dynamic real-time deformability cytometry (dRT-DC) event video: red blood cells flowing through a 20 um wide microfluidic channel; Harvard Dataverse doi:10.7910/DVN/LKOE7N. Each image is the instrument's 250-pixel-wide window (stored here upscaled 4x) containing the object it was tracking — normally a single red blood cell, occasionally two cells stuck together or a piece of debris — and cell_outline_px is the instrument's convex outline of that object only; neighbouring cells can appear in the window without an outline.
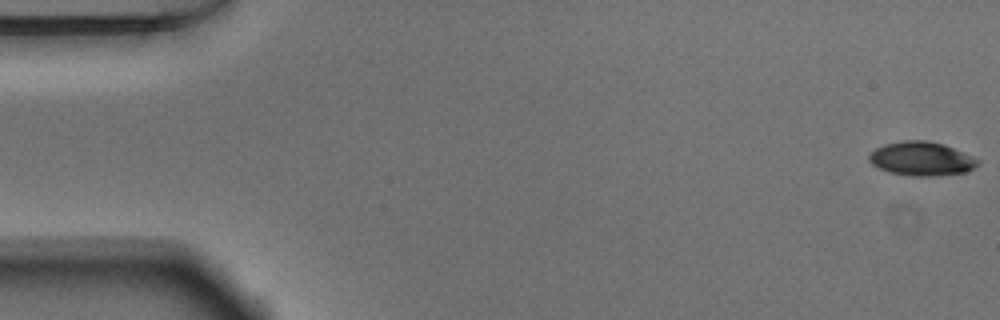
{"species": "Egyptian fruit bat (a non-hibernating species)", "species_latin": "Rousettus aegyptiacus", "temperature_condition": "warm", "stored_images_in_passage": 53, "camera_frame_rate_fps": 3000, "um_per_image_px": 0.085, "animal": {"sex": "male"}, "frame": {"image": 1, "passage_image": 1, "time_ms": 0.0, "image_size_px": [1000, 320], "cell_outline_px": [[980, 164], [968, 172], [936, 176], [912, 176], [888, 172], [872, 164], [868, 160], [868, 156], [876, 148], [884, 144], [904, 140], [928, 140], [944, 144], [980, 160]], "centroid_in_image_um": [78.34, 13.5], "position_along_channel_um": 6.7, "area_um2": 21.62}}
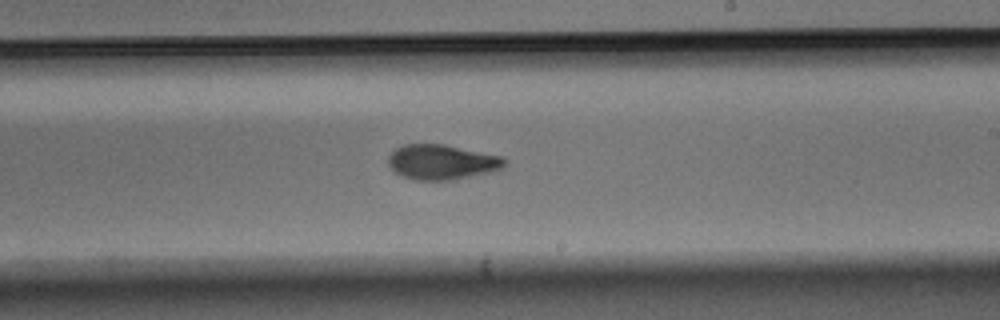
{"frame": {"image": 2, "passage_image": 31, "time_ms": 10.0, "image_size_px": [1000, 320], "cell_outline_px": [[508, 160], [504, 168], [488, 172], [452, 180], [416, 180], [404, 176], [396, 172], [388, 164], [388, 156], [396, 148], [404, 144], [444, 144], [500, 156]], "centroid_in_image_um": [37.56, 13.77], "position_along_channel_um": 251.4, "area_um2": 23.52}}
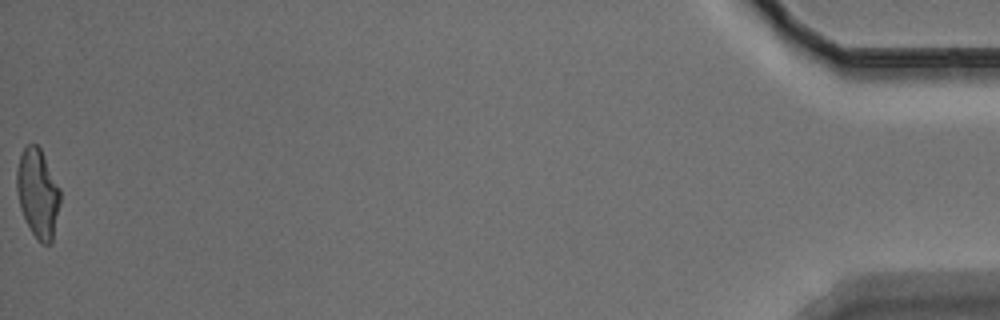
{"frame": {"image": 3, "passage_image": 53, "time_ms": 17.333, "image_size_px": [1000, 320], "cell_outline_px": [[60, 204], [52, 244], [40, 244], [32, 232], [20, 208], [16, 188], [16, 168], [20, 156], [24, 148], [28, 144], [36, 144], [40, 148], [60, 188]], "centroid_in_image_um": [3.22, 16.45], "position_along_channel_um": 432.0, "area_um2": 22.54}, "authors_computed_cell_mechanics": {"area_um2": 23.0622, "velocity_mm_per_s": 3.8399, "shape_relaxation_time_tau1_ms": 3.6438, "shape_relaxation_time_tau2_ms": 1.8032, "deformation_change_tau1": 0.1505, "deformation_change_tau2": 0.071}}